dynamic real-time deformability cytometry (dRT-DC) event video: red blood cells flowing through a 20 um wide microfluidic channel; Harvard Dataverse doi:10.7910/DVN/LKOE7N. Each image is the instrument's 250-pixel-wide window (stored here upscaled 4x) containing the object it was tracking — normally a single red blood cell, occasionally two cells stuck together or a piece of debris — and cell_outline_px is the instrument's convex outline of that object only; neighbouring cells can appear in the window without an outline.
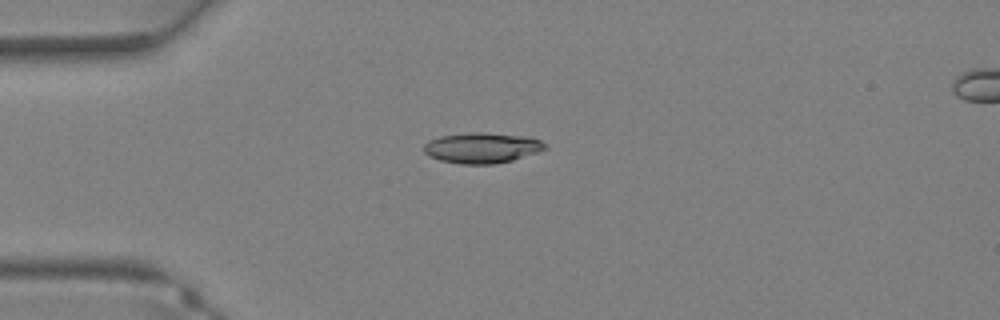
{"species": "Egyptian fruit bat (a non-hibernating species)", "species_latin": "Rousettus aegyptiacus", "temperature_condition": "warm", "stored_images_in_passage": 24, "camera_frame_rate_fps": 3000, "um_per_image_px": 0.085, "animal": {"sex": "female"}, "frame": {"image": 1, "passage_image": 1, "time_ms": 0.0, "image_size_px": [1000, 320], "cell_outline_px": [[548, 148], [512, 160], [492, 164], [460, 164], [440, 160], [428, 156], [424, 152], [424, 144], [428, 140], [440, 136], [472, 132], [480, 132], [532, 136], [548, 144]], "centroid_in_image_um": [40.98, 12.55], "position_along_channel_um": 44.0, "area_um2": 21.73}}
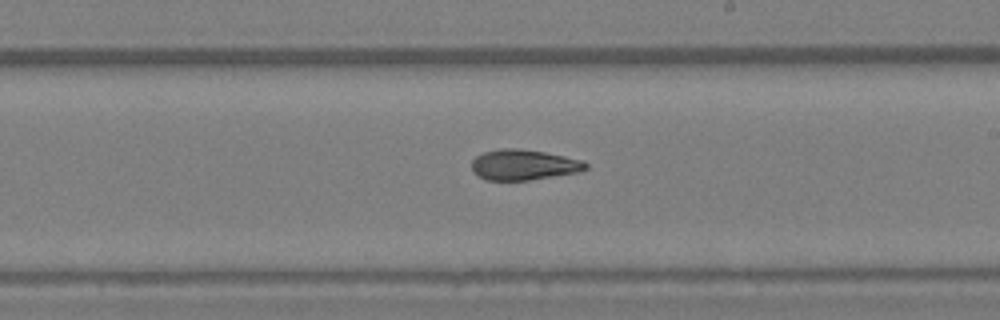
{"frame": {"image": 2, "passage_image": 13, "time_ms": 4.0, "image_size_px": [1000, 320], "cell_outline_px": [[588, 168], [580, 172], [528, 180], [488, 180], [472, 172], [472, 160], [476, 156], [484, 152], [500, 148], [516, 148], [544, 152], [584, 160], [588, 164]], "centroid_in_image_um": [44.53, 14.0], "position_along_channel_um": 244.5, "area_um2": 20.29}}
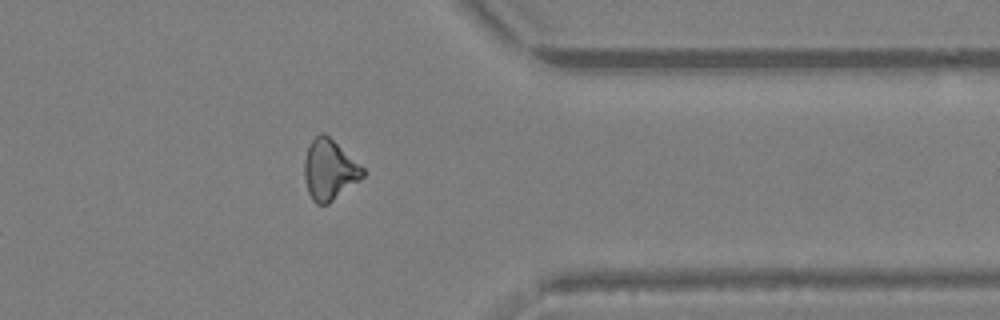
{"frame": {"image": 3, "passage_image": 21, "time_ms": 6.667, "image_size_px": [1000, 320], "cell_outline_px": [[368, 172], [360, 180], [328, 204], [316, 204], [312, 200], [308, 192], [304, 180], [304, 160], [308, 148], [312, 140], [320, 132], [324, 132], [360, 164]], "centroid_in_image_um": [28.0, 14.45], "position_along_channel_um": 383.4, "area_um2": 20.63}}